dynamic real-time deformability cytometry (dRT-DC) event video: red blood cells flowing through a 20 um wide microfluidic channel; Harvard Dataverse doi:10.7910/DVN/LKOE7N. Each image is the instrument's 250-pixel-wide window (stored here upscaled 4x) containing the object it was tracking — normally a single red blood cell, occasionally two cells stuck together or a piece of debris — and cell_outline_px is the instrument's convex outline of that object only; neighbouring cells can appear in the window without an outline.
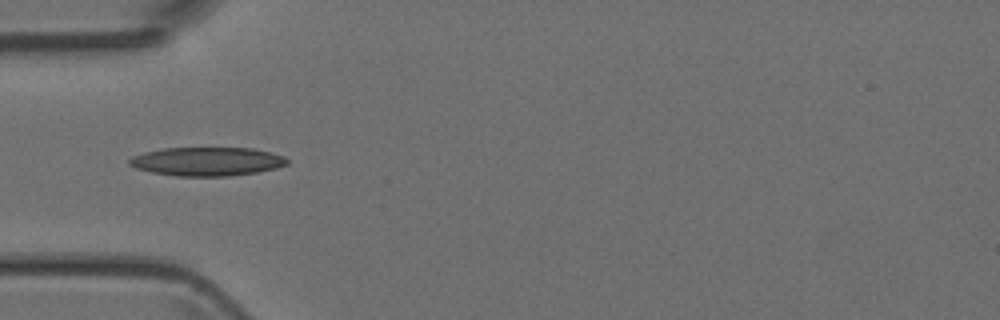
{"species": "Egyptian fruit bat (a non-hibernating species)", "species_latin": "Rousettus aegyptiacus", "temperature_condition": "room temperature", "stored_images_in_passage": 2, "camera_frame_rate_fps": 3000, "um_per_image_px": 0.085, "animal": {"sex": "female"}, "frame": {"image": 1, "passage_image": 2, "time_ms": 1.0, "image_size_px": [1000, 320], "cell_outline_px": [[288, 164], [276, 168], [256, 172], [228, 176], [176, 176], [152, 172], [136, 168], [128, 164], [128, 160], [132, 156], [144, 152], [164, 148], [252, 148], [284, 156], [288, 160]], "centroid_in_image_um": [17.57, 13.72], "position_along_channel_um": 67.4, "area_um2": 26.3}}